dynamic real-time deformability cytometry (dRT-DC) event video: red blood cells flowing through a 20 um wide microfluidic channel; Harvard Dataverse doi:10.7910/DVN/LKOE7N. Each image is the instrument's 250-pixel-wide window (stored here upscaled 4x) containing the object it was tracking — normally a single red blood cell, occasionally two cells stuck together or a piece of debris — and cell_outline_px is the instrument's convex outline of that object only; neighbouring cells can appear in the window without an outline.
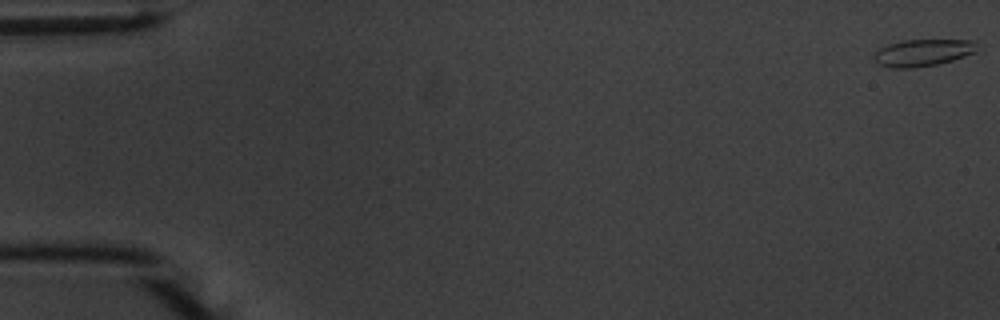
{"species": "common noctule bat (a hibernating species)", "species_latin": "Nyctalus noctula", "temperature_condition": "warm", "stored_images_in_passage": 55, "camera_frame_rate_fps": 3000, "um_per_image_px": 0.085, "animal": {"sex": "male", "body_mass_g": 20.1, "forearm_length_mm": 53.5}, "frame": {"image": 1, "passage_image": 1, "time_ms": 0.0, "image_size_px": [1000, 320], "cell_outline_px": [[976, 52], [952, 60], [936, 64], [912, 68], [888, 68], [880, 64], [872, 56], [880, 48], [888, 44], [904, 40], [976, 40]], "centroid_in_image_um": [78.43, 4.47], "position_along_channel_um": 6.6, "area_um2": 16.07}}
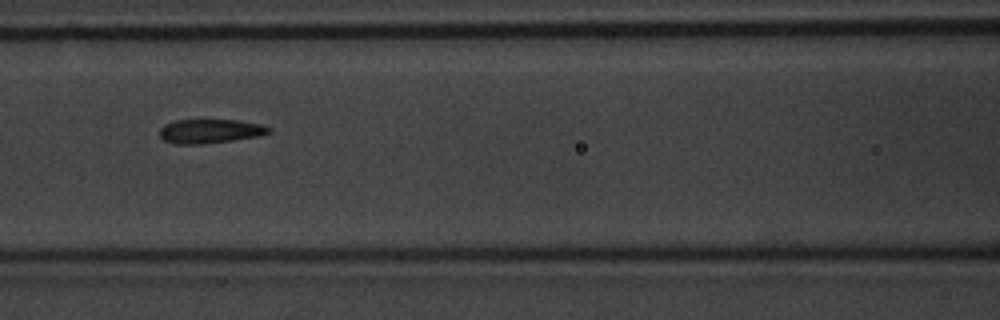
{"frame": {"image": 2, "passage_image": 25, "time_ms": 8.0, "image_size_px": [1000, 320], "cell_outline_px": [[272, 132], [260, 136], [204, 144], [176, 144], [164, 140], [160, 136], [160, 128], [164, 124], [176, 120], [236, 120], [260, 124], [272, 128]], "centroid_in_image_um": [17.87, 11.15], "position_along_channel_um": 148.7, "area_um2": 15.37}}
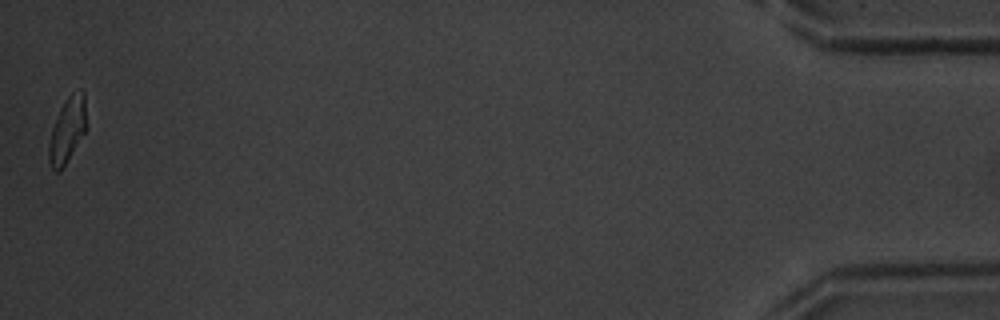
{"frame": {"image": 3, "passage_image": 55, "time_ms": 18.0, "image_size_px": [1000, 320], "cell_outline_px": [[84, 132], [60, 172], [56, 172], [52, 168], [48, 160], [48, 144], [52, 128], [60, 108], [64, 100], [72, 92], [80, 88], [84, 92]], "centroid_in_image_um": [5.67, 11.05], "position_along_channel_um": 429.5, "area_um2": 13.87}, "authors_computed_cell_mechanics": {"area_um2": 15.9528, "velocity_mm_per_s": 3.7308, "shape_relaxation_time_tau1_ms": 3.5011, "shape_relaxation_time_tau2_ms": 1.252, "deformation_change_tau1": 0.1531, "deformation_change_tau2": 0.086}}